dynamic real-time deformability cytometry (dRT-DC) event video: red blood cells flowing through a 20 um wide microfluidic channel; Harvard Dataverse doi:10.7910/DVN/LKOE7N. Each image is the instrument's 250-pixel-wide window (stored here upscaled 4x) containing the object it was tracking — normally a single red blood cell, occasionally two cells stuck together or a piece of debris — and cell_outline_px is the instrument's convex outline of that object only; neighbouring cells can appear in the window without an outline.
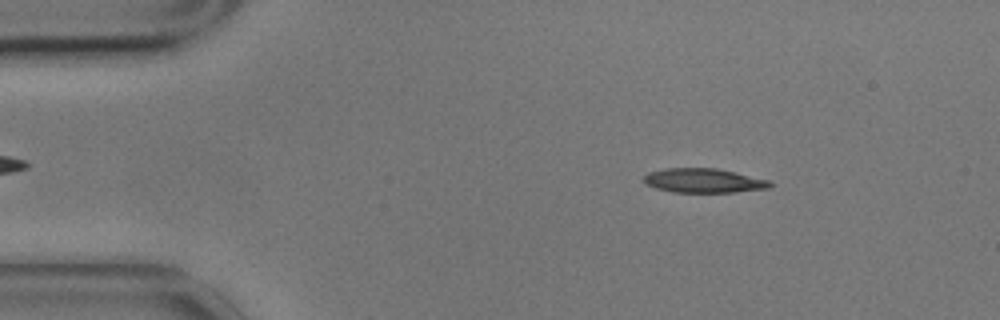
{"species": "common noctule bat (a hibernating species)", "species_latin": "Nyctalus noctula", "temperature_condition": "cold", "stored_images_in_passage": 9, "camera_frame_rate_fps": 3000, "um_per_image_px": 0.085, "animal": {"sex": "male", "body_mass_g": 17.9}, "frame": {"image": 1, "passage_image": 7, "time_ms": 2.0, "image_size_px": [1000, 320], "cell_outline_px": [[772, 184], [768, 188], [736, 192], [672, 192], [656, 188], [644, 184], [644, 176], [648, 172], [664, 168], [716, 168], [768, 180]], "centroid_in_image_um": [59.75, 15.35], "position_along_channel_um": 25.3, "area_um2": 17.74}}